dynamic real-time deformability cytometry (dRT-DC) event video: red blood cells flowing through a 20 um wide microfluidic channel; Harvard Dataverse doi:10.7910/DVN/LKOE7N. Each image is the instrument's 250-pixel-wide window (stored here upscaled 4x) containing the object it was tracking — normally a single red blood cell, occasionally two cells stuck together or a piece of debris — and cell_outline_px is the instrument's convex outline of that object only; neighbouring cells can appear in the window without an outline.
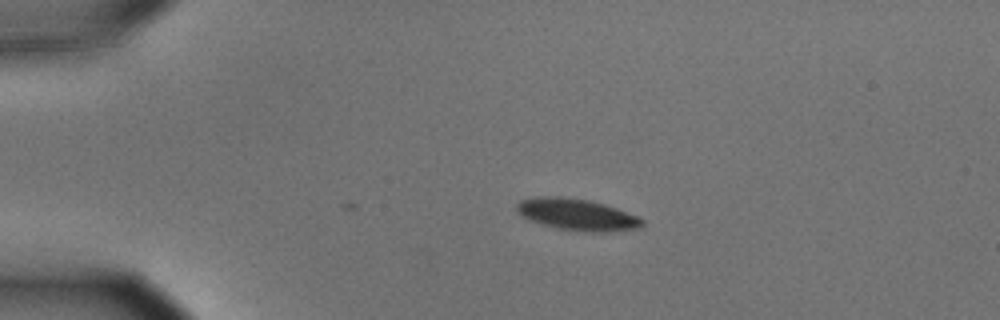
{"species": "common noctule bat (a hibernating species)", "species_latin": "Nyctalus noctula", "temperature_condition": "cold", "stored_images_in_passage": 30, "camera_frame_rate_fps": 3000, "um_per_image_px": 0.085, "animal": {"sex": "male", "body_mass_g": 15.6}, "frame": {"image": 1, "passage_image": 1, "time_ms": 0.0, "image_size_px": [1000, 320], "cell_outline_px": [[644, 224], [640, 228], [604, 232], [592, 232], [556, 228], [532, 220], [524, 216], [516, 208], [516, 204], [520, 200], [544, 196], [560, 196], [588, 200], [604, 204], [616, 208], [636, 216], [644, 220]], "centroid_in_image_um": [49.08, 18.23], "position_along_channel_um": 35.9, "area_um2": 22.66}}
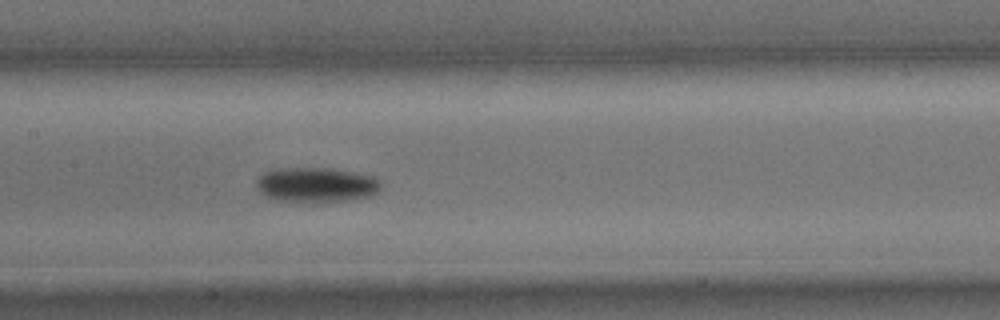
{"frame": {"image": 2, "passage_image": 17, "time_ms": 5.333, "image_size_px": [1000, 320], "cell_outline_px": [[380, 188], [376, 192], [368, 196], [344, 200], [312, 204], [280, 200], [268, 196], [260, 192], [256, 188], [256, 180], [264, 172], [272, 168], [332, 168], [372, 176], [380, 180]], "centroid_in_image_um": [26.83, 15.71], "position_along_channel_um": 180.6, "area_um2": 25.49}}
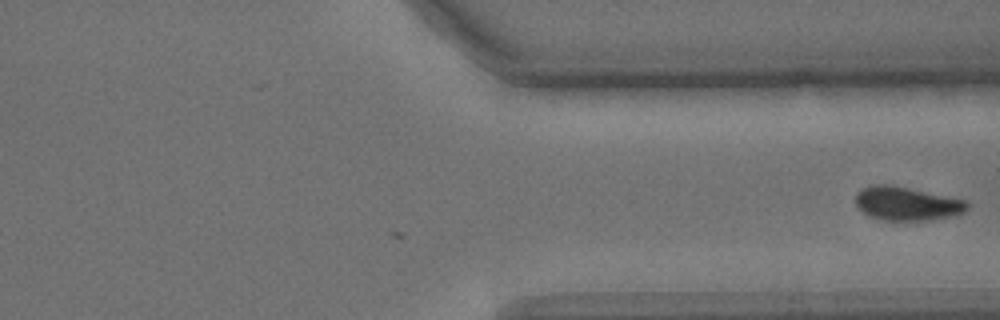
{"frame": {"image": 3, "passage_image": 30, "time_ms": 9.667, "image_size_px": [1000, 320], "cell_outline_px": [[968, 208], [952, 216], [928, 220], [884, 220], [872, 216], [864, 212], [856, 204], [856, 192], [872, 184], [888, 184], [968, 200]], "centroid_in_image_um": [77.08, 17.29], "position_along_channel_um": 334.3, "area_um2": 21.56}}